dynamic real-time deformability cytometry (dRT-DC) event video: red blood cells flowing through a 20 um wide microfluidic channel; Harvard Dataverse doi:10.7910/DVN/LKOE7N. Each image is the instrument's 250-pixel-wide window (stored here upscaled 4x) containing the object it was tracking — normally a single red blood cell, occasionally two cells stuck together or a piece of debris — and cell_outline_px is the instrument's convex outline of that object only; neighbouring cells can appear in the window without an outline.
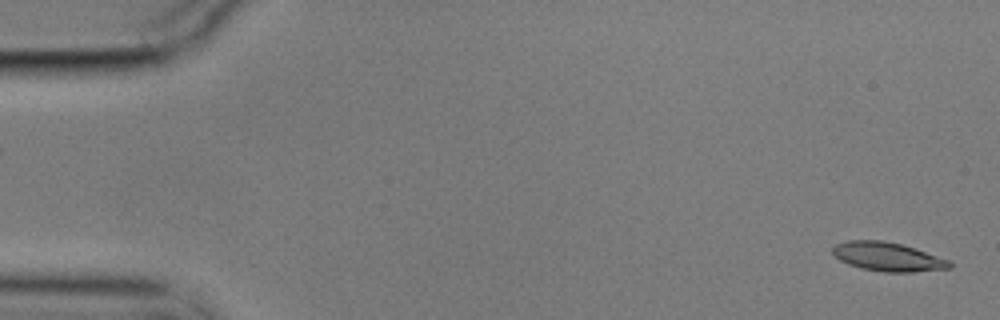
{"species": "common noctule bat (a hibernating species)", "species_latin": "Nyctalus noctula", "temperature_condition": "cold", "stored_images_in_passage": 57, "camera_frame_rate_fps": 3000, "um_per_image_px": 0.085, "animal": {"sex": "male", "body_mass_g": 17.9}, "frame": {"image": 1, "passage_image": 2, "time_ms": 0.333, "image_size_px": [1000, 320], "cell_outline_px": [[952, 268], [912, 272], [884, 272], [860, 268], [848, 264], [832, 256], [832, 248], [836, 244], [848, 240], [884, 240], [916, 248], [948, 260], [952, 264]], "centroid_in_image_um": [75.42, 21.82], "position_along_channel_um": 9.6, "area_um2": 19.77}}
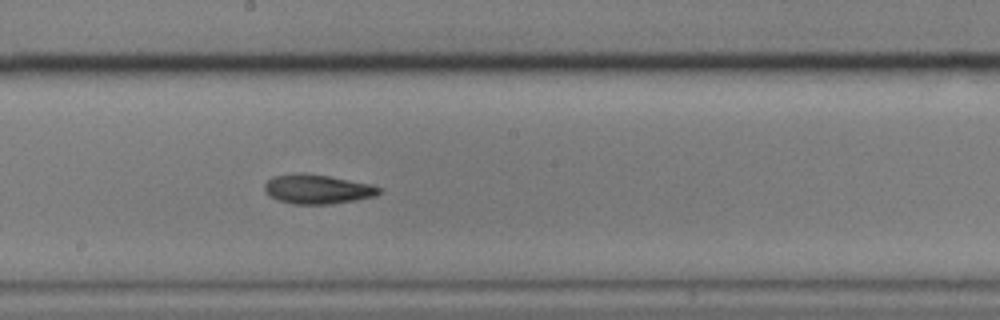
{"frame": {"image": 2, "passage_image": 31, "time_ms": 10.0, "image_size_px": [1000, 320], "cell_outline_px": [[380, 192], [376, 196], [356, 200], [332, 204], [292, 204], [276, 200], [268, 196], [264, 192], [264, 184], [272, 176], [296, 172], [300, 172], [328, 176], [372, 184], [380, 188]], "centroid_in_image_um": [26.92, 16.08], "position_along_channel_um": 221.3, "area_um2": 19.88}}
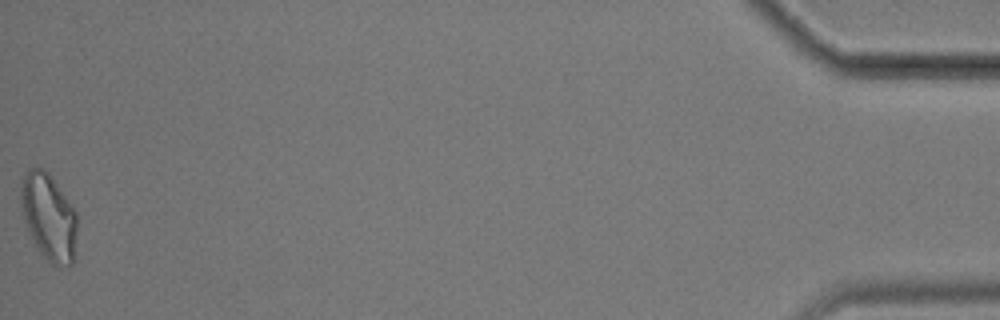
{"frame": {"image": 3, "passage_image": 57, "time_ms": 18.667, "image_size_px": [1000, 320], "cell_outline_px": [[76, 232], [72, 264], [52, 264], [40, 252], [28, 232], [24, 220], [20, 204], [20, 184], [28, 168], [44, 168], [48, 172], [76, 212]], "centroid_in_image_um": [4.1, 18.39], "position_along_channel_um": 431.1, "area_um2": 27.98}, "authors_computed_cell_mechanics": {"area_um2": 20.0566, "velocity_mm_per_s": 3.5188, "shape_relaxation_time_tau1_ms": 4.305, "shape_relaxation_time_tau2_ms": 5.4462, "deformation_change_tau1": 0.1429, "deformation_change_tau2": 0.1263}}